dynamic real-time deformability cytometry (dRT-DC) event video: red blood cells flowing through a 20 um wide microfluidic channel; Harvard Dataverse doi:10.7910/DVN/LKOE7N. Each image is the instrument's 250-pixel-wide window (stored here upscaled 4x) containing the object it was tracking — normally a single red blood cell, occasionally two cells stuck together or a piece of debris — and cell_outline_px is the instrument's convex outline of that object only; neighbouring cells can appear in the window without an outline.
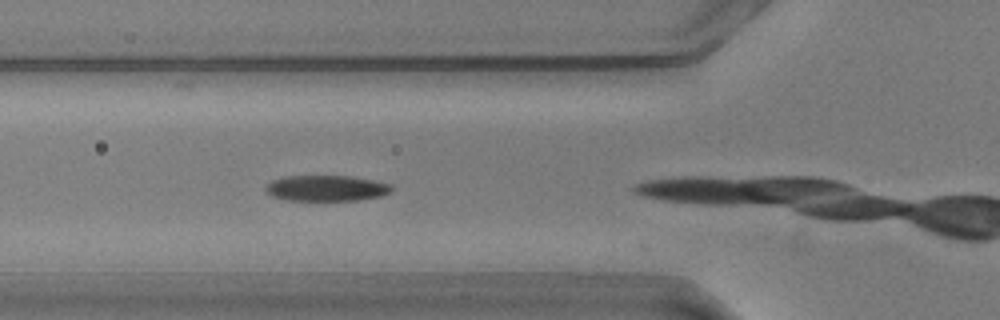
{"species": "common noctule bat (a hibernating species)", "species_latin": "Nyctalus noctula", "temperature_condition": "warm", "stored_images_in_passage": 5, "camera_frame_rate_fps": 3000, "um_per_image_px": 0.085, "animal": {"sex": "male", "body_mass_g": 20.5, "forearm_length_mm": 52.5}, "frame": {"image": 1, "passage_image": 4, "time_ms": 1.0, "image_size_px": [1000, 320], "cell_outline_px": [[392, 188], [388, 192], [380, 196], [356, 200], [288, 200], [272, 196], [264, 188], [272, 180], [284, 176], [352, 176], [376, 180], [392, 184]], "centroid_in_image_um": [27.75, 15.98], "position_along_channel_um": 98.1, "area_um2": 18.84}}